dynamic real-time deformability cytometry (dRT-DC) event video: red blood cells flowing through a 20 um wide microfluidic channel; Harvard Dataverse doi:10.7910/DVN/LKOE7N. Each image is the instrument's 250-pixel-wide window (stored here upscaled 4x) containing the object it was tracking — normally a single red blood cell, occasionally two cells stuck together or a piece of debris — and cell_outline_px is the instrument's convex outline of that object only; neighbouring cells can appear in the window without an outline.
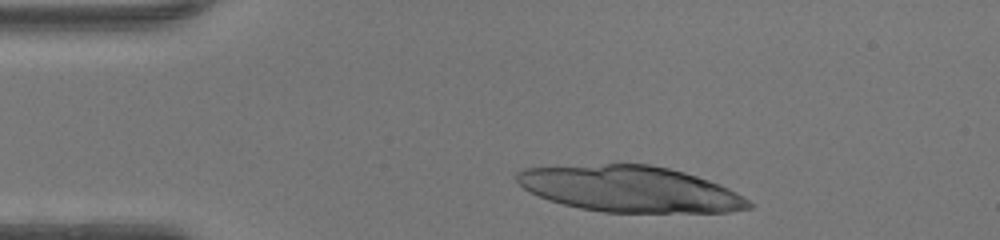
{"species": "human", "species_latin": "Homo sapiens", "temperature_condition": "warm", "stored_images_in_passage": 9, "camera_frame_rate_fps": 3000, "um_per_image_px": 0.085, "donor": {"sex": "female"}, "frame": {"image": 1, "passage_image": 3, "time_ms": 0.667, "image_size_px": [1000, 240], "cell_outline_px": [[752, 208], [728, 212], [604, 212], [580, 208], [548, 200], [528, 192], [516, 180], [516, 172], [524, 168], [604, 164], [648, 164], [668, 168], [684, 172], [708, 180], [728, 188], [736, 192], [748, 200], [752, 204]], "centroid_in_image_um": [53.53, 16.07], "position_along_channel_um": 31.5, "area_um2": 61.9}}